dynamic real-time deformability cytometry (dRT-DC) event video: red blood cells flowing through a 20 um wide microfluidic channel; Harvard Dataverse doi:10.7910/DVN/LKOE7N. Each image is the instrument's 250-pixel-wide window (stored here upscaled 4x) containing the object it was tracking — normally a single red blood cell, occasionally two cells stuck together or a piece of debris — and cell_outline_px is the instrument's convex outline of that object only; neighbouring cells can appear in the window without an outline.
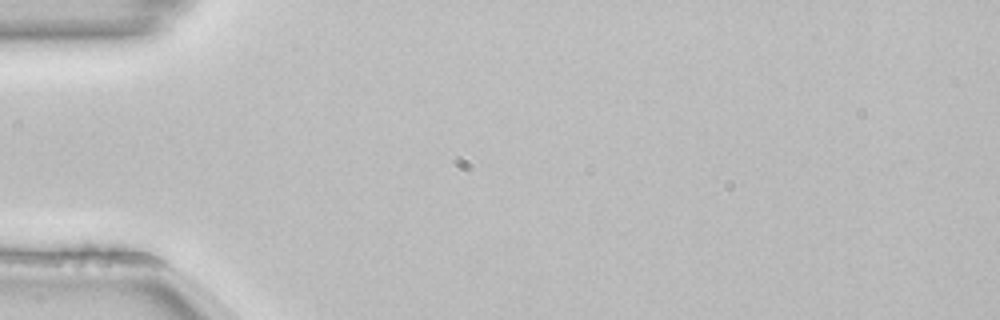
{"species": "common noctule bat (a hibernating species)", "species_latin": "Nyctalus noctula", "temperature_condition": "room temperature", "stored_images_in_passage": 3, "camera_frame_rate_fps": 3000, "um_per_image_px": 0.085, "animal": {"sex": "female", "body_mass_g": 22.7, "forearm_length_mm": 54.2}, "frame": {"image": 1, "passage_image": 1, "time_ms": 0.0, "image_size_px": [1000, 320], "cell_outline_px": [[160, 264], [44, 264], [36, 256], [84, 244], [88, 244], [156, 260]], "centroid_in_image_um": [7.87, 21.82], "position_along_channel_um": 77.1, "area_um2": 11.16}}